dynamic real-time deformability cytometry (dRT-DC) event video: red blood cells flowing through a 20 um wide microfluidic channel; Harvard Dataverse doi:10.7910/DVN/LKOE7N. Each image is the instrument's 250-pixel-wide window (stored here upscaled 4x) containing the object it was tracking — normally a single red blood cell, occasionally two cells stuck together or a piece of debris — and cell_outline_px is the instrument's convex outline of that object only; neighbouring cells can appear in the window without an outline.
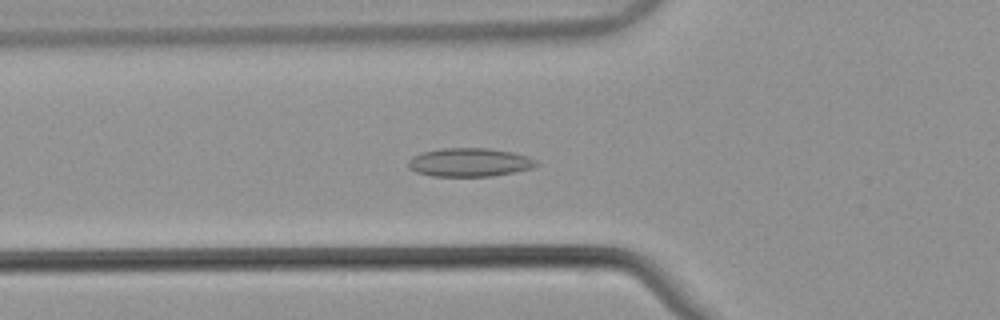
{"species": "common noctule bat (a hibernating species)", "species_latin": "Nyctalus noctula", "temperature_condition": "warm", "stored_images_in_passage": 48, "camera_frame_rate_fps": 3000, "um_per_image_px": 0.085, "animal": {"sex": "male", "body_mass_g": 21.5, "forearm_length_mm": 52.0}, "frame": {"image": 1, "passage_image": 14, "time_ms": 4.333, "image_size_px": [1000, 320], "cell_outline_px": [[540, 164], [532, 168], [492, 176], [432, 176], [416, 172], [408, 168], [408, 160], [412, 156], [420, 152], [444, 148], [488, 148], [512, 152], [528, 156], [536, 160]], "centroid_in_image_um": [39.89, 13.79], "position_along_channel_um": 85.9, "area_um2": 21.39}}
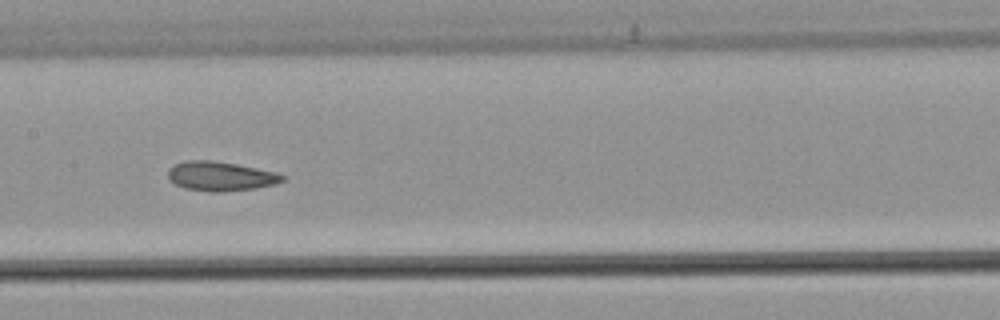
{"frame": {"image": 2, "passage_image": 22, "time_ms": 7.0, "image_size_px": [1000, 320], "cell_outline_px": [[284, 180], [276, 184], [256, 188], [220, 192], [208, 192], [184, 188], [168, 180], [168, 168], [172, 164], [184, 160], [212, 160], [236, 164], [276, 172], [284, 176]], "centroid_in_image_um": [18.69, 14.97], "position_along_channel_um": 188.7, "area_um2": 19.77}}
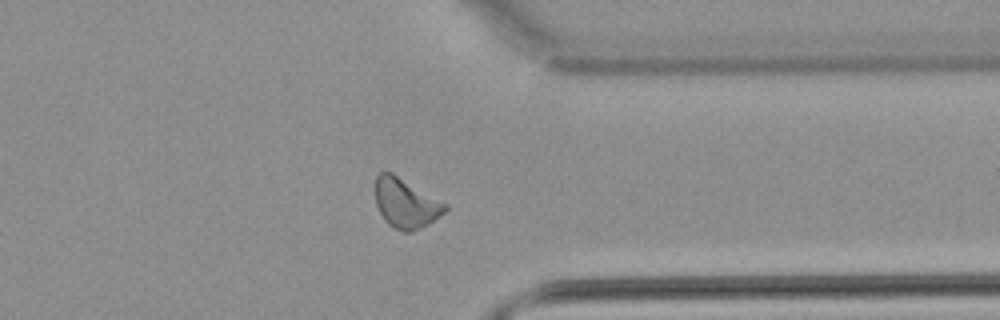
{"frame": {"image": 3, "passage_image": 37, "time_ms": 12.0, "image_size_px": [1000, 320], "cell_outline_px": [[448, 208], [444, 212], [428, 224], [412, 232], [404, 232], [388, 224], [384, 220], [376, 204], [376, 176], [380, 172], [392, 172], [448, 204]], "centroid_in_image_um": [34.5, 17.27], "position_along_channel_um": 376.9, "area_um2": 20.06}, "authors_computed_cell_mechanics": {"area_um2": 19.8543, "velocity_mm_per_s": 3.841, "shape_relaxation_time_tau1_ms": null, "shape_relaxation_time_tau2_ms": 2.5973, "deformation_change_tau1": null, "deformation_change_tau2": 0.1061}}